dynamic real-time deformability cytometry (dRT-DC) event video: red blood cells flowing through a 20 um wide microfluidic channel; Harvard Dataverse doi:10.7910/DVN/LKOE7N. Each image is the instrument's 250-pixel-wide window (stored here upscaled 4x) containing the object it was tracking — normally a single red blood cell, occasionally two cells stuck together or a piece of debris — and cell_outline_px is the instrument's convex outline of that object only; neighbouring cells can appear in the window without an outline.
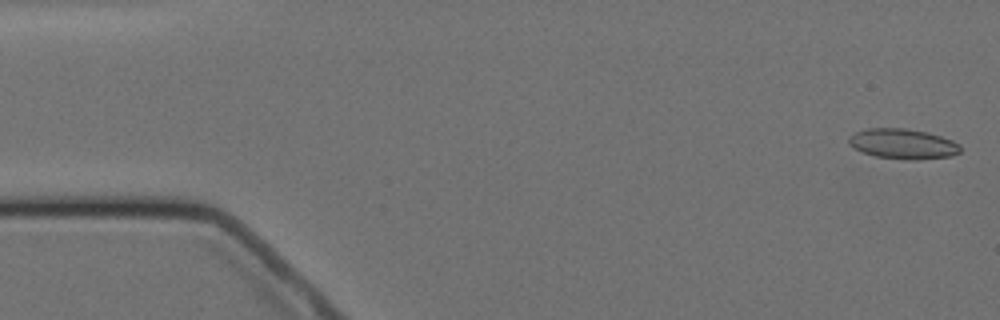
{"species": "Egyptian fruit bat (a non-hibernating species)", "species_latin": "Rousettus aegyptiacus", "temperature_condition": "cold", "stored_images_in_passage": 5, "camera_frame_rate_fps": 3000, "um_per_image_px": 0.085, "animal": {"sex": "female"}, "frame": {"image": 1, "passage_image": 1, "time_ms": 0.0, "image_size_px": [1000, 320], "cell_outline_px": [[960, 152], [952, 156], [916, 160], [908, 160], [876, 156], [864, 152], [848, 144], [848, 136], [864, 128], [908, 128], [928, 132], [952, 140], [960, 144]], "centroid_in_image_um": [76.76, 12.22], "position_along_channel_um": 8.2, "area_um2": 19.71}}
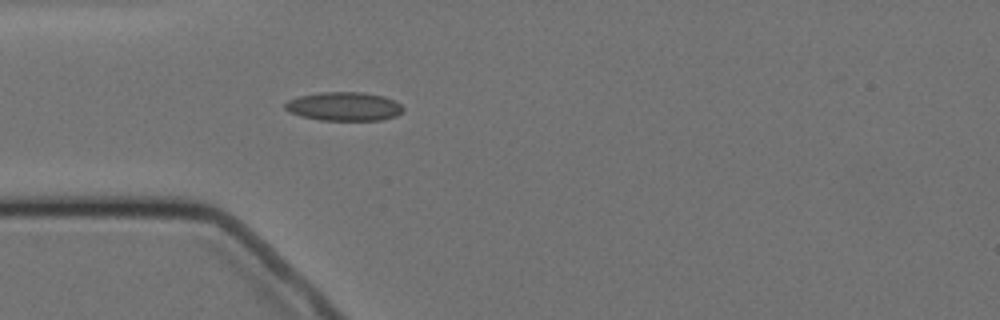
{"frame": {"image": 2, "passage_image": 5, "time_ms": 4.667, "image_size_px": [1000, 320], "cell_outline_px": [[404, 112], [396, 116], [380, 120], [320, 120], [300, 116], [288, 112], [284, 108], [284, 104], [288, 100], [300, 96], [320, 92], [364, 92], [384, 96], [396, 100], [404, 108]], "centroid_in_image_um": [29.26, 9.04], "position_along_channel_um": 55.7, "area_um2": 20.0}}